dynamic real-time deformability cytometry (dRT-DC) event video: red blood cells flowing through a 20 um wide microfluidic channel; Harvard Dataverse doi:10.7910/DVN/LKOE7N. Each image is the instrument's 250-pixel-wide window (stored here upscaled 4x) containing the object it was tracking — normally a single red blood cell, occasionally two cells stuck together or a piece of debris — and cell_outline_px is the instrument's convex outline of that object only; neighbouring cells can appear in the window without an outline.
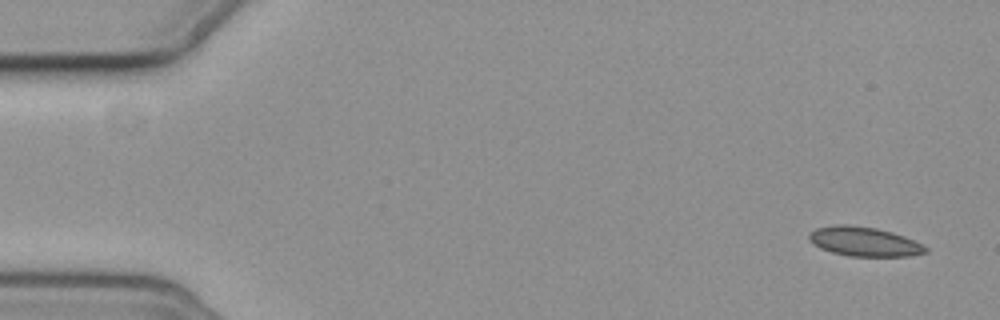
{"species": "common noctule bat (a hibernating species)", "species_latin": "Nyctalus noctula", "temperature_condition": "cold", "stored_images_in_passage": 5, "camera_frame_rate_fps": 3000, "um_per_image_px": 0.085, "animal": {"sex": "female", "body_mass_g": 19.3, "forearm_length_mm": 54.1}, "frame": {"image": 1, "passage_image": 1, "time_ms": 0.0, "image_size_px": [1000, 320], "cell_outline_px": [[928, 252], [908, 256], [848, 256], [832, 252], [820, 248], [812, 244], [808, 240], [808, 236], [816, 228], [836, 224], [844, 224], [876, 228], [892, 232], [904, 236], [928, 248]], "centroid_in_image_um": [73.42, 20.53], "position_along_channel_um": 11.6, "area_um2": 19.83}}
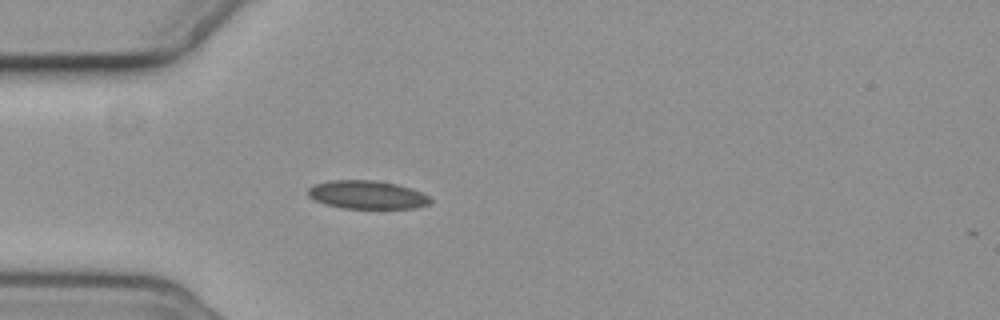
{"frame": {"image": 2, "passage_image": 5, "time_ms": 4.667, "image_size_px": [1000, 320], "cell_outline_px": [[432, 200], [428, 204], [416, 208], [344, 208], [324, 204], [308, 196], [308, 188], [316, 184], [332, 180], [372, 180], [396, 184], [420, 192], [428, 196]], "centroid_in_image_um": [31.18, 16.56], "position_along_channel_um": 53.8, "area_um2": 19.88}}